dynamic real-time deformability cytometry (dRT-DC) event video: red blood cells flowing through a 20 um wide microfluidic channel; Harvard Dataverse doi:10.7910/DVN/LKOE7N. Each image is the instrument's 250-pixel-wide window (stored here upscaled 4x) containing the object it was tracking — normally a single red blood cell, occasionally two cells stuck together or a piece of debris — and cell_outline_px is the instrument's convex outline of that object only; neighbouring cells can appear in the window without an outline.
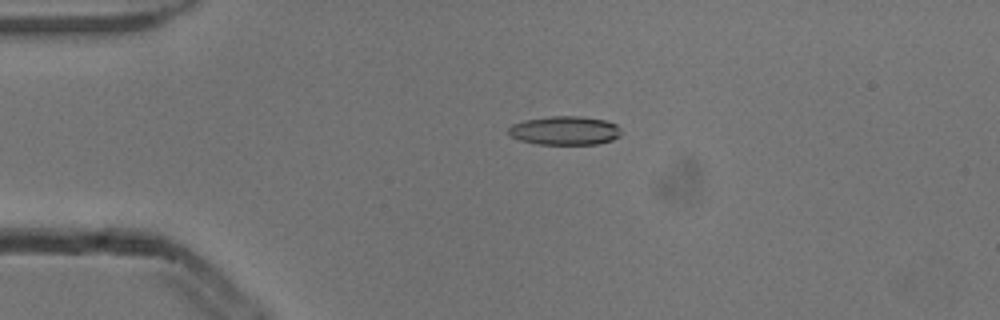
{"species": "common noctule bat (a hibernating species)", "species_latin": "Nyctalus noctula", "temperature_condition": "cold", "stored_images_in_passage": 4, "camera_frame_rate_fps": 3000, "um_per_image_px": 0.085, "animal": {"sex": "male", "body_mass_g": 13.3}, "frame": {"image": 1, "passage_image": 3, "time_ms": 0.667, "image_size_px": [1000, 320], "cell_outline_px": [[620, 136], [612, 140], [600, 144], [536, 144], [520, 140], [508, 136], [508, 128], [512, 124], [524, 120], [552, 116], [580, 116], [608, 120], [616, 124], [620, 128]], "centroid_in_image_um": [48.01, 11.1], "position_along_channel_um": 37.0, "area_um2": 19.13}}